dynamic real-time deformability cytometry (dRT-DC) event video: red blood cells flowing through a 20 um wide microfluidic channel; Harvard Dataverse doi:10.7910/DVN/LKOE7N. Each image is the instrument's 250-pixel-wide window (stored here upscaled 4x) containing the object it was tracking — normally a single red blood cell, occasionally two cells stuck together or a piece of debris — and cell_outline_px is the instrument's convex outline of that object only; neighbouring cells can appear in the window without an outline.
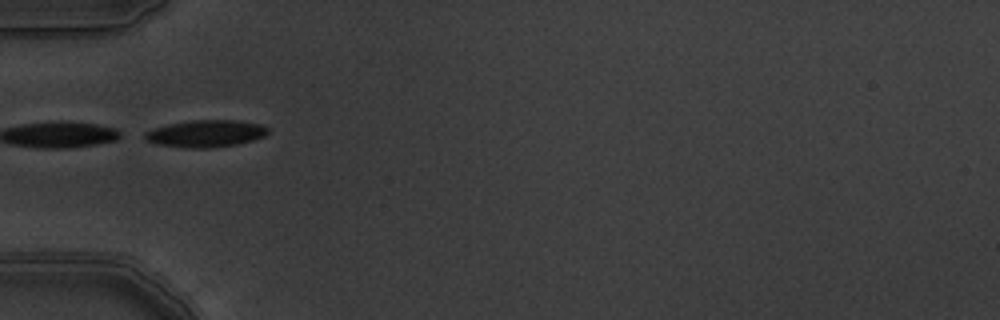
{"species": "common noctule bat (a hibernating species)", "species_latin": "Nyctalus noctula", "temperature_condition": "warm", "stored_images_in_passage": 3, "camera_frame_rate_fps": 3000, "um_per_image_px": 0.085, "animal": {"sex": "male", "body_mass_g": 19.5, "forearm_length_mm": 54.6}, "frame": {"image": 1, "passage_image": 3, "time_ms": 0.667, "image_size_px": [1000, 320], "cell_outline_px": [[268, 132], [264, 136], [252, 140], [236, 144], [212, 148], [188, 148], [156, 144], [148, 140], [144, 136], [144, 132], [168, 124], [192, 120], [236, 120], [260, 124], [268, 128]], "centroid_in_image_um": [17.49, 11.35], "position_along_channel_um": 67.5, "area_um2": 19.25}}